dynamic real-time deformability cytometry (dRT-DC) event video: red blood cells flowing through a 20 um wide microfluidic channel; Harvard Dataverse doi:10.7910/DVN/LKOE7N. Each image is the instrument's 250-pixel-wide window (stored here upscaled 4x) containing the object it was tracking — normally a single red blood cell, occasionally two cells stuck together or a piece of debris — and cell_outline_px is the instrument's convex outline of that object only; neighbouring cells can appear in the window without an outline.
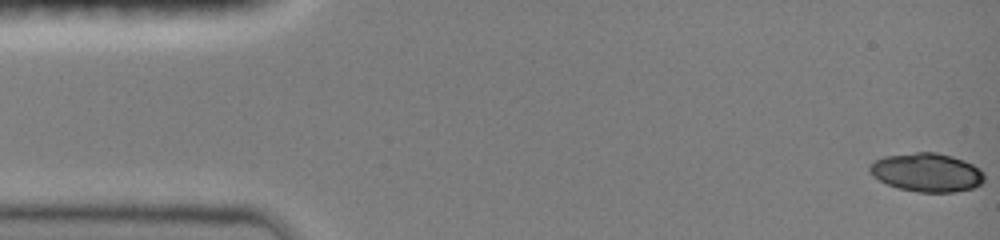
{"species": "common noctule bat (a hibernating species)", "species_latin": "Nyctalus noctula", "temperature_condition": "room temperature", "stored_images_in_passage": 42, "camera_frame_rate_fps": 3000, "um_per_image_px": 0.085, "animal": {"sex": "female", "body_mass_g": 19.0, "forearm_length_mm": 51.5}, "frame": {"image": 1, "passage_image": 1, "time_ms": 0.0, "image_size_px": [1000, 240], "cell_outline_px": [[984, 180], [980, 184], [972, 188], [956, 192], [920, 192], [900, 188], [888, 184], [872, 176], [868, 168], [868, 164], [884, 156], [916, 152], [936, 152], [952, 156], [964, 160], [980, 168], [984, 172]], "centroid_in_image_um": [78.79, 14.64], "position_along_channel_um": 6.2, "area_um2": 25.84}}
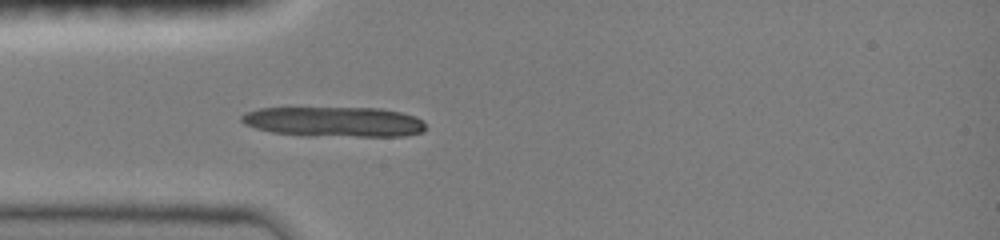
{"frame": {"image": 2, "passage_image": 11, "time_ms": 4.333, "image_size_px": [1000, 240], "cell_outline_px": [[424, 132], [404, 136], [304, 136], [272, 132], [256, 128], [244, 124], [240, 120], [240, 116], [244, 112], [260, 108], [380, 108], [400, 112], [416, 116], [424, 120]], "centroid_in_image_um": [28.39, 10.35], "position_along_channel_um": 56.6, "area_um2": 32.54}}